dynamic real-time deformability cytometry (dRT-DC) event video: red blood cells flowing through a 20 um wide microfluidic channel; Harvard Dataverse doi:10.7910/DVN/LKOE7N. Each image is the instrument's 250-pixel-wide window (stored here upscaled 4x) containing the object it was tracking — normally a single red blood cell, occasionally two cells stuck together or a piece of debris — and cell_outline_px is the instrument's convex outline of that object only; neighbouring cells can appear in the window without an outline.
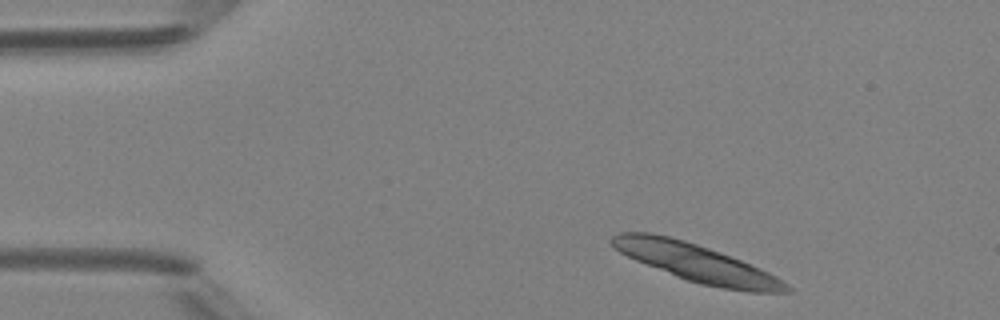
{"species": "Egyptian fruit bat (a non-hibernating species)", "species_latin": "Rousettus aegyptiacus", "temperature_condition": "room temperature", "stored_images_in_passage": 5, "segment_of_instrument_passage": [1, 2], "camera_frame_rate_fps": 3000, "um_per_image_px": 0.085, "animal": {"sex": "female"}, "frame": {"image": 1, "passage_image": 1, "time_ms": 0.0, "image_size_px": [1000, 320], "cell_outline_px": [[792, 292], [748, 292], [700, 284], [676, 276], [636, 260], [620, 252], [608, 240], [612, 236], [620, 232], [652, 232], [684, 240], [720, 252], [760, 268], [776, 276], [788, 284], [792, 288]], "centroid_in_image_um": [59.2, 22.34], "position_along_channel_um": 25.8, "area_um2": 37.92}}